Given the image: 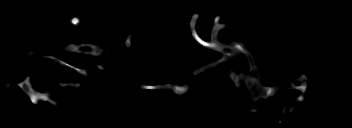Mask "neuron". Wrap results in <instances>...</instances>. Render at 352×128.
<instances>
[{
  "instance_id": "obj_1",
  "label": "neuron",
  "mask_w": 352,
  "mask_h": 128,
  "mask_svg": "<svg viewBox=\"0 0 352 128\" xmlns=\"http://www.w3.org/2000/svg\"><path fill=\"white\" fill-rule=\"evenodd\" d=\"M198 18H199L198 14H194L191 18L190 29H191L192 36L194 37L196 42L198 44H200L201 46L221 52L223 54V58L220 60H217L211 64L204 65L203 67L199 68L196 71V74L200 73L203 70H208L211 67H214L223 61H229L230 70H231V69H233V66H234V64L232 63V59L240 52L243 53L250 60L249 61L250 62L249 63L250 71L251 72H258L257 66H256L257 64L254 63L252 55L244 48L245 42H241V43L231 42L230 45H225L224 43L218 42L217 34H218L219 30L225 29L228 27V25L225 23H219L220 18H221L220 16H216L215 18H213L214 19V27L211 31V40L209 42H205L204 40H202L200 38V36L195 31V23ZM69 22L72 25L77 27L80 23V19L78 17H73L69 20ZM125 45L127 48L131 47V35H129L128 38L126 39ZM66 51H70V52L72 51V52L82 53V54H90L94 57H99V48L94 45H90V44H78V45L70 44L69 46L66 47ZM36 58L51 59V60H54L57 63H59L62 67H67L72 70H75L76 72H78L79 74H81L83 76L88 75V72L86 70L80 69L76 66H73V65L65 62L61 58H58L56 52H54V54L39 53V54H37ZM32 75H33V72H31V74H29L24 81L17 82L16 86L20 87L29 96L30 101L33 104H37L38 101H49L53 105H56L57 103L49 97L50 92L43 94V93L34 91V89L31 86V82H30L31 81L30 78ZM228 76L232 81H234L236 88H238L241 84H245L247 86V88L249 89V92L253 96L254 101H258L259 97H263V98L267 99L275 91L273 89V86L264 85L256 77H252L250 72H248L246 74L240 72L239 75H236L234 72H232ZM114 78L121 79V75L118 74V75L114 76ZM308 79H309V77L302 74L301 77L296 79V81L303 80V83L301 85H296L294 83H290L289 86L291 88H295V89L301 91V95L296 99L297 101L304 100L303 95L308 90V86L306 83V81ZM54 83L59 84L60 87L72 86V87L79 88L81 85H83V82L72 84V83H62V82H59L56 80H54ZM4 86L6 88H9L11 86V84L5 83ZM139 87L142 89H173L174 94H178V95H182L183 93H185L189 89L188 86H178V85H171V84L156 85V86L140 85ZM257 91H260L259 96H257V94H256ZM288 107H289L288 108L289 112L294 111V107L292 105L288 106Z\"/></svg>"
}]
</instances>
